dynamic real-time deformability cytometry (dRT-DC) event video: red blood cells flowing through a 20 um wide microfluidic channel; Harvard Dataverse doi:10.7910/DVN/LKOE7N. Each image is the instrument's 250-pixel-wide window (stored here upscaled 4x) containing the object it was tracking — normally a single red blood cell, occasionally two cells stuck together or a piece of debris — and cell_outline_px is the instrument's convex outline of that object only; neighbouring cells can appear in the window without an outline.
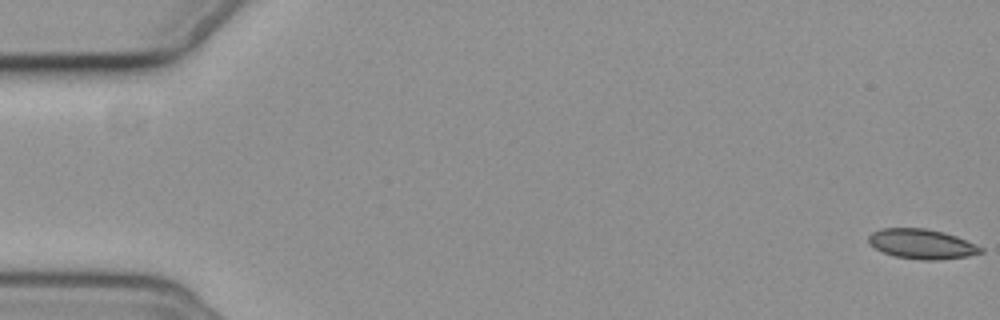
{"species": "common noctule bat (a hibernating species)", "species_latin": "Nyctalus noctula", "temperature_condition": "cold", "stored_images_in_passage": 58, "camera_frame_rate_fps": 3000, "um_per_image_px": 0.085, "animal": {"sex": "female", "body_mass_g": 19.3, "forearm_length_mm": 54.1}, "frame": {"image": 1, "passage_image": 1, "time_ms": 0.0, "image_size_px": [1000, 320], "cell_outline_px": [[984, 252], [968, 256], [936, 260], [920, 260], [896, 256], [884, 252], [876, 248], [868, 240], [868, 236], [872, 232], [880, 228], [924, 228], [944, 232], [956, 236], [984, 248]], "centroid_in_image_um": [78.37, 20.73], "position_along_channel_um": 6.6, "area_um2": 19.36}}
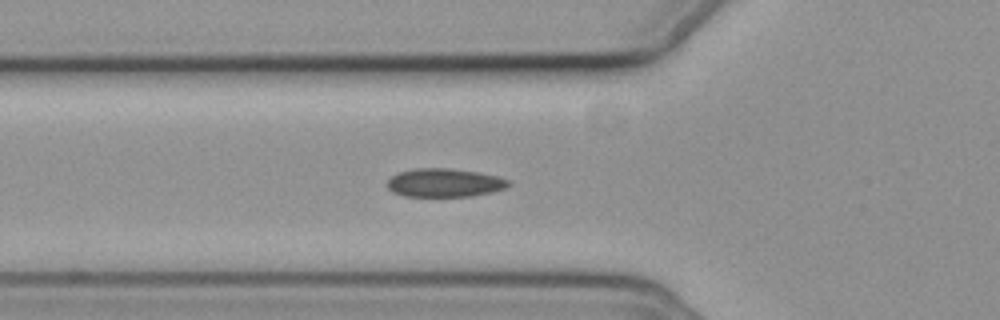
{"frame": {"image": 2, "passage_image": 21, "time_ms": 6.667, "image_size_px": [1000, 320], "cell_outline_px": [[512, 184], [504, 188], [492, 192], [472, 196], [404, 196], [392, 192], [388, 188], [388, 180], [392, 176], [400, 172], [416, 168], [448, 168], [476, 172], [496, 176], [508, 180]], "centroid_in_image_um": [37.77, 15.54], "position_along_channel_um": 88.0, "area_um2": 19.94}}
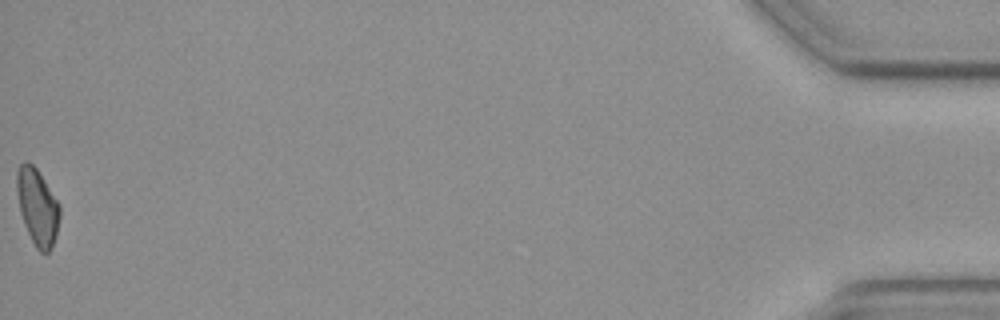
{"frame": {"image": 3, "passage_image": 58, "time_ms": 19.0, "image_size_px": [1000, 320], "cell_outline_px": [[60, 216], [56, 236], [52, 248], [48, 252], [40, 252], [36, 248], [24, 224], [20, 212], [16, 192], [16, 172], [20, 164], [24, 160], [28, 160], [36, 168], [60, 204]], "centroid_in_image_um": [3.17, 17.56], "position_along_channel_um": 432.0, "area_um2": 19.25}}